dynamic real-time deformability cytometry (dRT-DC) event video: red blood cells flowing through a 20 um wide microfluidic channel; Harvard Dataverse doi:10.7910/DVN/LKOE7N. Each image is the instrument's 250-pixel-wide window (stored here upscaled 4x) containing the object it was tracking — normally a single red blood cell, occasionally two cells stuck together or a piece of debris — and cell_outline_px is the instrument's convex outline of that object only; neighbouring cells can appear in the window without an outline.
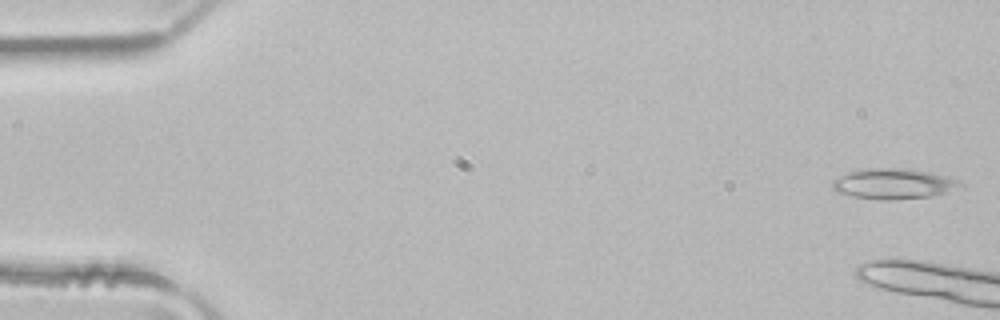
{"species": "common noctule bat (a hibernating species)", "species_latin": "Nyctalus noctula", "temperature_condition": "room temperature", "stored_images_in_passage": 4, "camera_frame_rate_fps": 3000, "um_per_image_px": 0.085, "animal": {"sex": "male", "body_mass_g": 21.5, "forearm_length_mm": 52.0}, "frame": {"image": 1, "passage_image": 1, "time_ms": 0.0, "image_size_px": [1000, 320], "cell_outline_px": [[964, 188], [932, 196], [896, 200], [880, 200], [852, 196], [836, 192], [832, 188], [832, 180], [848, 172], [860, 168], [908, 168], [932, 172], [960, 180], [964, 184]], "centroid_in_image_um": [76.0, 15.62], "position_along_channel_um": 9.0, "area_um2": 23.29}}